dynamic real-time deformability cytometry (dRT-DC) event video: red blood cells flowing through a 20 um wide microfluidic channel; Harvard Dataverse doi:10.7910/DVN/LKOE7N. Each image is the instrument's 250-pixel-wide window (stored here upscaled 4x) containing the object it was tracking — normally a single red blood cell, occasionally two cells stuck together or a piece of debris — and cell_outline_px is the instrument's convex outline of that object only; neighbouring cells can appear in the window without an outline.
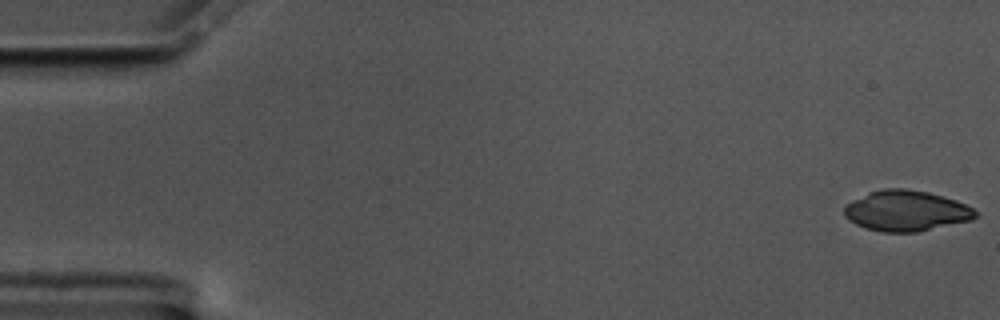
{"species": "common noctule bat (a hibernating species)", "species_latin": "Nyctalus noctula", "temperature_condition": "cold", "stored_images_in_passage": 58, "camera_frame_rate_fps": 3000, "um_per_image_px": 0.085, "animal": {"sex": "male", "body_mass_g": 17.5, "forearm_length_mm": 52.3}, "frame": {"image": 1, "passage_image": 1, "time_ms": 0.0, "image_size_px": [1000, 320], "cell_outline_px": [[976, 216], [972, 220], [916, 232], [884, 232], [864, 228], [856, 224], [844, 216], [844, 208], [852, 200], [868, 192], [884, 188], [904, 188], [928, 192], [956, 200], [972, 208], [976, 212]], "centroid_in_image_um": [77.0, 17.91], "position_along_channel_um": 8.0, "area_um2": 30.92}}